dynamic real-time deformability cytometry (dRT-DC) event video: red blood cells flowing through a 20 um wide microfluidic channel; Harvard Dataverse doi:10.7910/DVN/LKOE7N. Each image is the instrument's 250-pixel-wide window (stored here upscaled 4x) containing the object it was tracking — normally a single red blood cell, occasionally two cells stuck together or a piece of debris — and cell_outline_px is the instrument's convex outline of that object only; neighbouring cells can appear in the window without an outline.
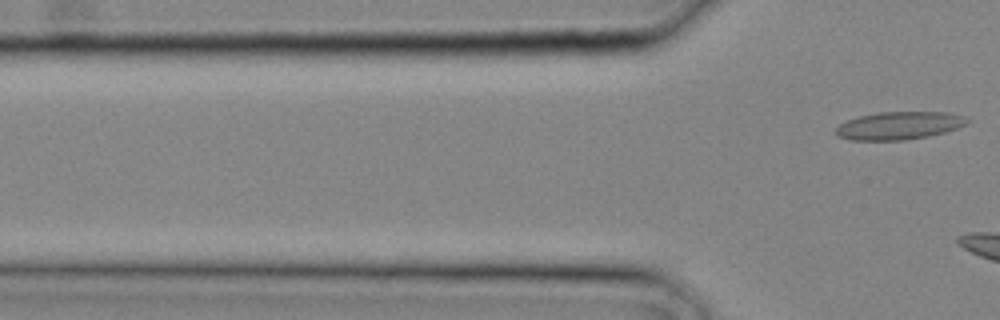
{"species": "common noctule bat (a hibernating species)", "species_latin": "Nyctalus noctula", "temperature_condition": "cold", "stored_images_in_passage": 4, "camera_frame_rate_fps": 3000, "um_per_image_px": 0.085, "animal": {"sex": "male", "body_mass_g": 20.4}, "frame": {"image": 1, "passage_image": 4, "time_ms": 1.0, "image_size_px": [1000, 320], "cell_outline_px": [[972, 120], [968, 124], [944, 132], [928, 136], [904, 140], [848, 140], [836, 136], [836, 128], [840, 124], [848, 120], [860, 116], [876, 112], [948, 112], [964, 116]], "centroid_in_image_um": [76.44, 10.67], "position_along_channel_um": 49.4, "area_um2": 21.39}}